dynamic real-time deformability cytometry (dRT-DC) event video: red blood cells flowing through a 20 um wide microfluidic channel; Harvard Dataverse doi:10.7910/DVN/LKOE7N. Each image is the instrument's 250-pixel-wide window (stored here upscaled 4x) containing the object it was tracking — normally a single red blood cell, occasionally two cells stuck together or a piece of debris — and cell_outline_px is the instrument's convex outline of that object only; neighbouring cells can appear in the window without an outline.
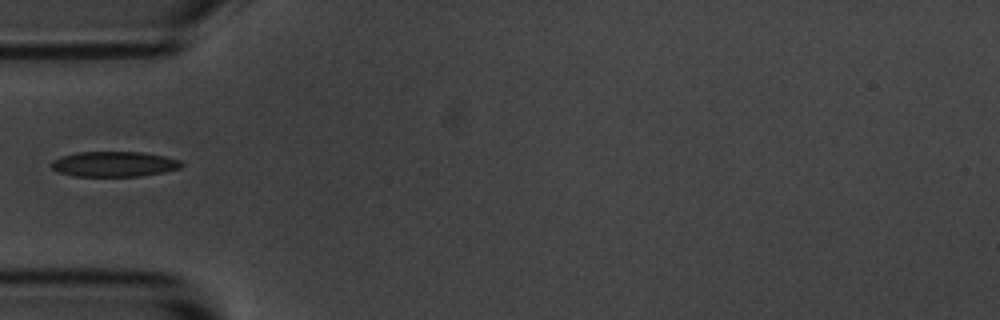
{"species": "common noctule bat (a hibernating species)", "species_latin": "Nyctalus noctula", "temperature_condition": "room temperature", "stored_images_in_passage": 8, "camera_frame_rate_fps": 3000, "um_per_image_px": 0.085, "animal": {"sex": "male", "body_mass_g": 20.1, "forearm_length_mm": 53.5}, "frame": {"image": 1, "passage_image": 4, "time_ms": 3.667, "image_size_px": [1000, 320], "cell_outline_px": [[184, 164], [180, 168], [164, 172], [140, 176], [76, 176], [56, 172], [48, 164], [52, 160], [60, 156], [76, 152], [144, 152], [164, 156], [180, 160]], "centroid_in_image_um": [9.66, 13.94], "position_along_channel_um": 75.3, "area_um2": 19.36}}
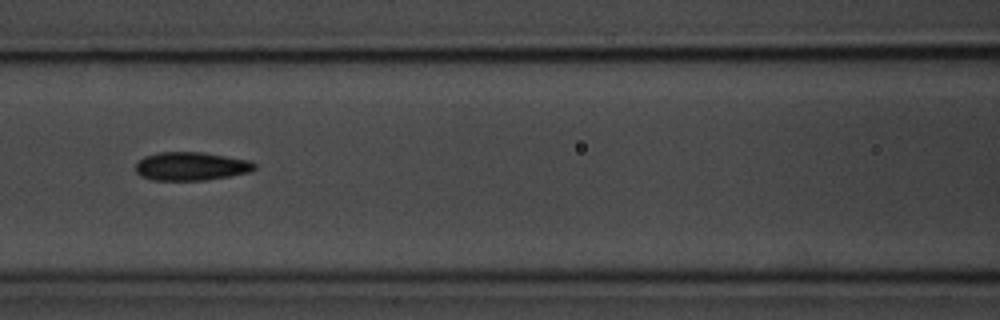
{"frame": {"image": 2, "passage_image": 6, "time_ms": 5.667, "image_size_px": [1000, 320], "cell_outline_px": [[256, 168], [248, 172], [228, 176], [204, 180], [152, 180], [140, 176], [136, 172], [136, 164], [144, 156], [160, 152], [200, 152], [248, 160], [256, 164]], "centroid_in_image_um": [16.2, 14.13], "position_along_channel_um": 150.4, "area_um2": 19.48}}
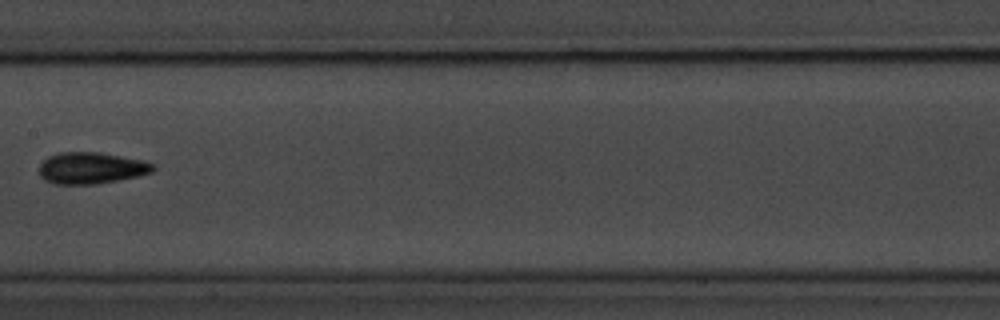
{"frame": {"image": 3, "passage_image": 7, "time_ms": 7.0, "image_size_px": [1000, 320], "cell_outline_px": [[156, 168], [152, 172], [136, 176], [96, 184], [52, 184], [44, 180], [40, 176], [40, 164], [48, 156], [60, 152], [100, 152], [144, 160], [152, 164]], "centroid_in_image_um": [7.73, 14.28], "position_along_channel_um": 199.7, "area_um2": 20.92}}